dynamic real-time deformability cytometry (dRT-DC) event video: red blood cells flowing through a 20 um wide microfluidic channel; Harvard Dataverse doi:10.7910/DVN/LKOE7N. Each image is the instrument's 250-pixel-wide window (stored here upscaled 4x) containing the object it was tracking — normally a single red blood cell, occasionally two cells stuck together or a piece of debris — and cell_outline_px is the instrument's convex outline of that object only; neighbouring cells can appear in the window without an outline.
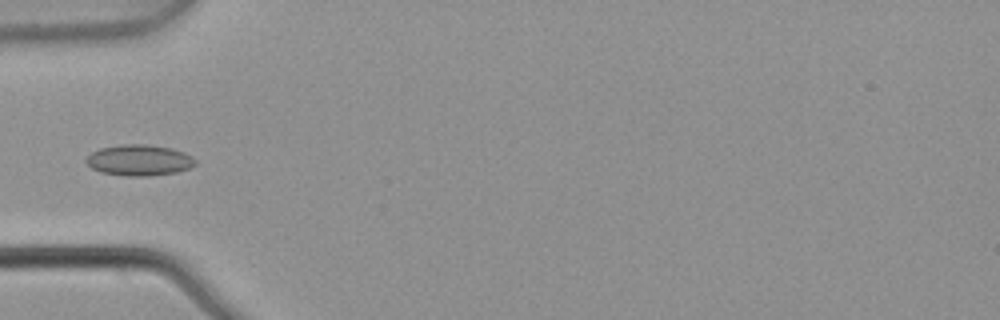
{"species": "common noctule bat (a hibernating species)", "species_latin": "Nyctalus noctula", "temperature_condition": "warm", "stored_images_in_passage": 6, "camera_frame_rate_fps": 3000, "um_per_image_px": 0.085, "animal": {"sex": "male", "body_mass_g": 21.5, "forearm_length_mm": 52.0}, "frame": {"image": 1, "passage_image": 6, "time_ms": 1.667, "image_size_px": [1000, 320], "cell_outline_px": [[196, 164], [188, 168], [176, 172], [148, 176], [124, 176], [100, 172], [92, 168], [84, 160], [92, 152], [100, 148], [120, 144], [144, 144], [172, 148], [184, 152], [192, 156], [196, 160]], "centroid_in_image_um": [11.82, 13.61], "position_along_channel_um": 73.2, "area_um2": 19.77}}